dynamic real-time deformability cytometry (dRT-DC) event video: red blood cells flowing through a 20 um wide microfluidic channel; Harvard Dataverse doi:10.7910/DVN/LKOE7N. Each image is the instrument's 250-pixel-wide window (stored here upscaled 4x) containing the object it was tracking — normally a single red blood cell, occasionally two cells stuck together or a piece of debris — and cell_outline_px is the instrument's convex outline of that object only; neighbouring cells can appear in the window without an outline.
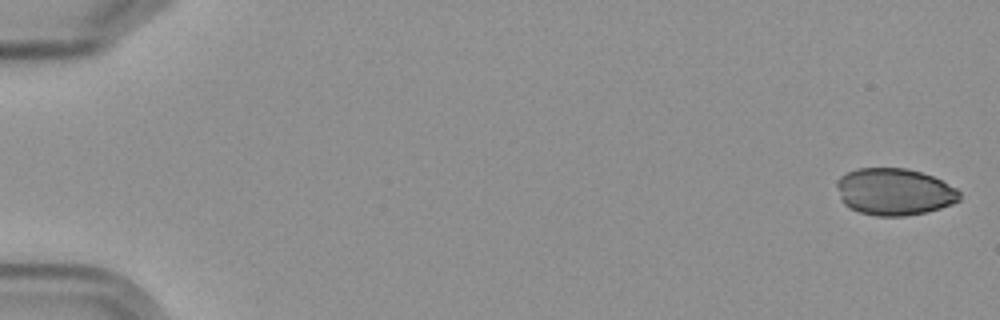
{"species": "Egyptian fruit bat (a non-hibernating species)", "species_latin": "Rousettus aegyptiacus", "temperature_condition": "cold", "stored_images_in_passage": 6, "camera_frame_rate_fps": 3000, "um_per_image_px": 0.085, "frame": {"image": 1, "passage_image": 1, "time_ms": 0.0, "image_size_px": [1000, 320], "cell_outline_px": [[960, 200], [952, 204], [940, 208], [924, 212], [904, 216], [876, 216], [860, 212], [848, 208], [844, 204], [840, 196], [836, 184], [836, 180], [840, 176], [856, 168], [908, 168], [932, 176], [956, 188], [960, 192]], "centroid_in_image_um": [76.0, 16.3], "position_along_channel_um": 9.0, "area_um2": 33.58}}